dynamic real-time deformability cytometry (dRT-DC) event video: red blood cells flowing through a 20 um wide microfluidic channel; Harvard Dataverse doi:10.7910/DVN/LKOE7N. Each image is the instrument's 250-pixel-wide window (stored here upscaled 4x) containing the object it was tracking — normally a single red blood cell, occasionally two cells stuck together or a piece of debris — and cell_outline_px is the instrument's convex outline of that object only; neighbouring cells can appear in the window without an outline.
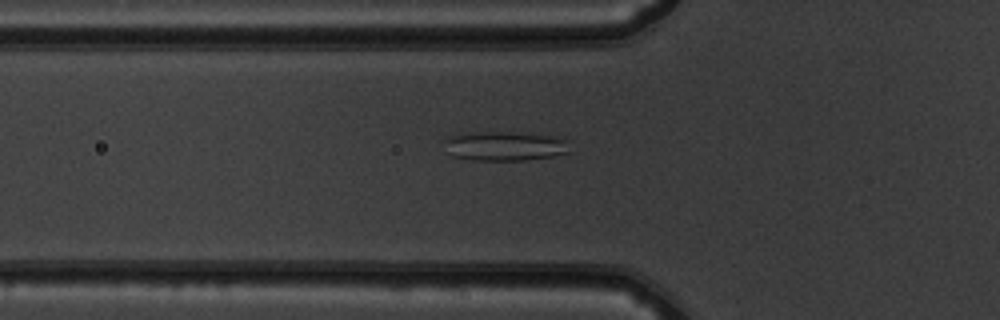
{"species": "common noctule bat (a hibernating species)", "species_latin": "Nyctalus noctula", "temperature_condition": "warm", "stored_images_in_passage": 51, "camera_frame_rate_fps": 3000, "um_per_image_px": 0.085, "animal": {"sex": "male", "body_mass_g": 19.5, "forearm_length_mm": 54.6}, "frame": {"image": 1, "passage_image": 18, "time_ms": 5.667, "image_size_px": [1000, 320], "cell_outline_px": [[568, 152], [552, 156], [524, 160], [472, 160], [452, 156], [444, 140], [448, 136], [472, 132], [500, 132], [564, 136]], "centroid_in_image_um": [42.91, 12.41], "position_along_channel_um": 82.9, "area_um2": 21.21}}
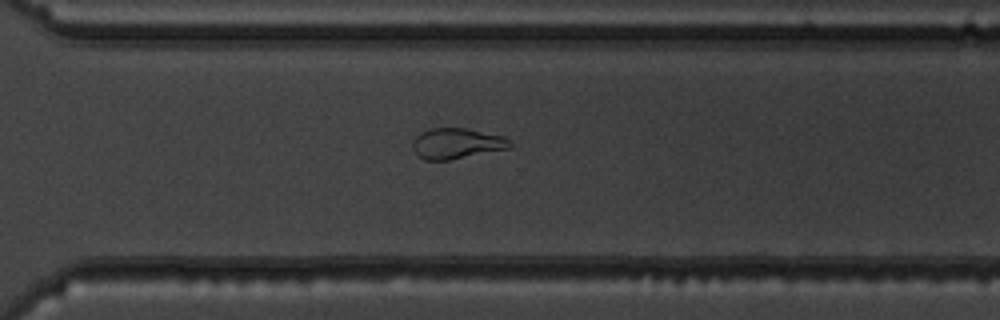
{"frame": {"image": 2, "passage_image": 37, "time_ms": 12.0, "image_size_px": [1000, 320], "cell_outline_px": [[512, 148], [448, 160], [424, 160], [412, 148], [412, 144], [416, 136], [420, 132], [432, 128], [468, 128], [504, 136], [512, 144]], "centroid_in_image_um": [38.84, 12.19], "position_along_channel_um": 331.8, "area_um2": 17.4}}
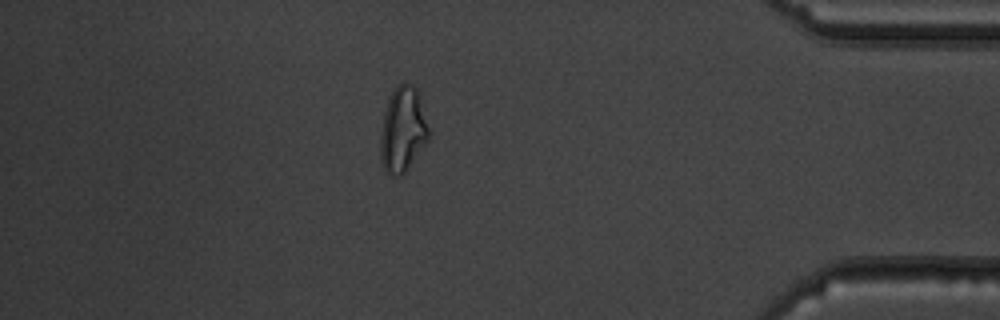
{"frame": {"image": 3, "passage_image": 45, "time_ms": 14.667, "image_size_px": [1000, 320], "cell_outline_px": [[428, 140], [404, 172], [400, 176], [396, 176], [388, 172], [384, 168], [380, 160], [380, 132], [384, 112], [388, 100], [392, 92], [404, 80], [412, 84], [420, 92], [428, 128]], "centroid_in_image_um": [34.23, 10.97], "position_along_channel_um": 401.0, "area_um2": 23.87}, "authors_computed_cell_mechanics": {"area_um2": 22.5998, "velocity_mm_per_s": 3.9264, "shape_relaxation_time_tau1_ms": null, "shape_relaxation_time_tau2_ms": 2.0297, "deformation_change_tau1": null, "deformation_change_tau2": 0.0723}}